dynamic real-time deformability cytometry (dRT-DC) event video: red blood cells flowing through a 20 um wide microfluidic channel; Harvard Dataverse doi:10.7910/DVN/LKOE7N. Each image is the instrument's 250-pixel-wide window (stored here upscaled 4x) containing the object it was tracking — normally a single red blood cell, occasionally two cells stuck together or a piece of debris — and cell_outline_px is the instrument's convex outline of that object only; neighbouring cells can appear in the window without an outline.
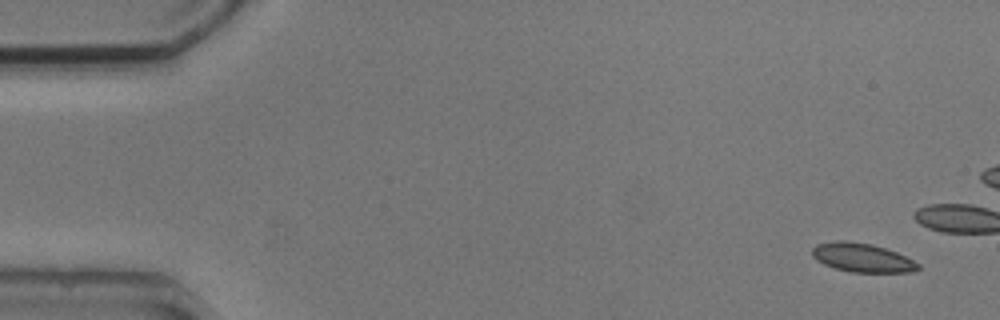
{"species": "common noctule bat (a hibernating species)", "species_latin": "Nyctalus noctula", "temperature_condition": "cold", "stored_images_in_passage": 5, "camera_frame_rate_fps": 3000, "um_per_image_px": 0.085, "animal": {"sex": "male", "body_mass_g": 20.5, "forearm_length_mm": 52.5}, "frame": {"image": 1, "passage_image": 1, "time_ms": 0.0, "image_size_px": [1000, 320], "cell_outline_px": [[920, 268], [908, 272], [852, 272], [836, 268], [824, 264], [816, 260], [812, 256], [812, 248], [816, 244], [836, 240], [844, 240], [872, 244], [896, 252], [920, 264]], "centroid_in_image_um": [73.24, 21.89], "position_along_channel_um": 11.8, "area_um2": 17.69}}